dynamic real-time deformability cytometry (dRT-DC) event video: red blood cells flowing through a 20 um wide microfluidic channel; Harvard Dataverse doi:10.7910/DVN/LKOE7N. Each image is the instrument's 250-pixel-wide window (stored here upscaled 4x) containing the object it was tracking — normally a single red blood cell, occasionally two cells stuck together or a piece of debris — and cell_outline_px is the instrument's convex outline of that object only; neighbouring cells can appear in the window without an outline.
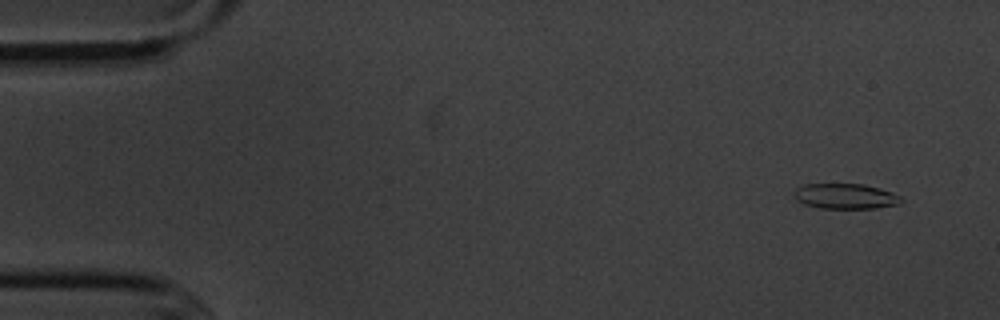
{"species": "common noctule bat (a hibernating species)", "species_latin": "Nyctalus noctula", "temperature_condition": "cold", "stored_images_in_passage": 5, "camera_frame_rate_fps": 3000, "um_per_image_px": 0.085, "animal": {"sex": "male", "body_mass_g": 20.1, "forearm_length_mm": 53.5}, "frame": {"image": 1, "passage_image": 1, "time_ms": 0.0, "image_size_px": [1000, 320], "cell_outline_px": [[904, 200], [900, 204], [876, 208], [820, 208], [804, 204], [796, 200], [792, 192], [796, 188], [804, 184], [864, 184], [880, 188], [892, 192], [900, 196]], "centroid_in_image_um": [71.86, 16.68], "position_along_channel_um": 13.1, "area_um2": 15.95}}